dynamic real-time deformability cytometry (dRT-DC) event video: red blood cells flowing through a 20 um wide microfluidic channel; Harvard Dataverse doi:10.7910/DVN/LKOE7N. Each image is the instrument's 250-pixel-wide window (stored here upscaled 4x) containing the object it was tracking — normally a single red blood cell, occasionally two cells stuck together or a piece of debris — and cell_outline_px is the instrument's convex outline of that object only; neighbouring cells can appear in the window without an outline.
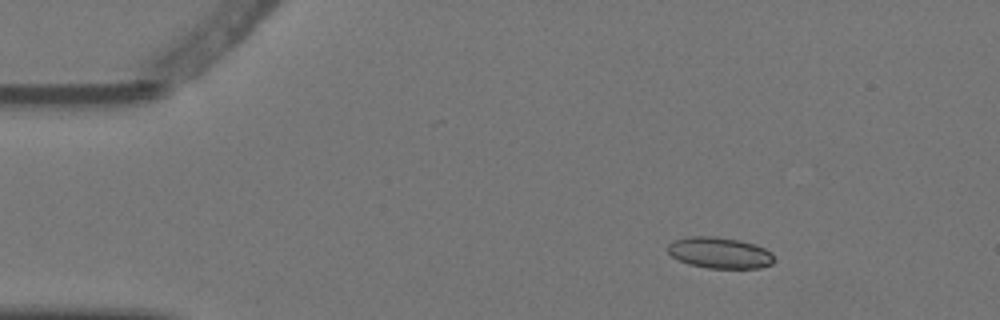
{"species": "Egyptian fruit bat (a non-hibernating species)", "species_latin": "Rousettus aegyptiacus", "temperature_condition": "warm", "stored_images_in_passage": 5, "camera_frame_rate_fps": 3000, "um_per_image_px": 0.085, "animal": {"sex": "female"}, "frame": {"image": 1, "passage_image": 2, "time_ms": 0.333, "image_size_px": [1000, 320], "cell_outline_px": [[776, 260], [772, 264], [760, 268], [708, 268], [688, 264], [672, 256], [668, 252], [668, 244], [676, 240], [688, 236], [716, 236], [740, 240], [756, 244], [772, 252]], "centroid_in_image_um": [61.22, 21.48], "position_along_channel_um": 23.8, "area_um2": 19.48}}
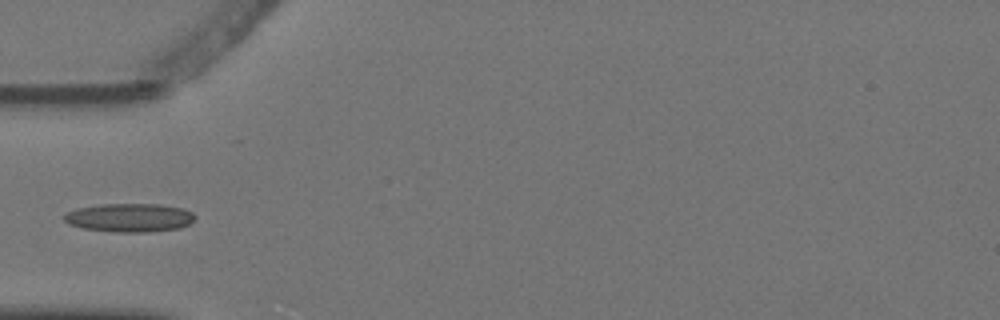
{"frame": {"image": 2, "passage_image": 5, "time_ms": 1.333, "image_size_px": [1000, 320], "cell_outline_px": [[196, 216], [188, 224], [180, 228], [152, 232], [112, 232], [84, 228], [68, 224], [64, 220], [64, 216], [68, 212], [76, 208], [100, 204], [160, 204], [184, 208], [192, 212]], "centroid_in_image_um": [11.02, 18.5], "position_along_channel_um": 74.0, "area_um2": 21.91}}